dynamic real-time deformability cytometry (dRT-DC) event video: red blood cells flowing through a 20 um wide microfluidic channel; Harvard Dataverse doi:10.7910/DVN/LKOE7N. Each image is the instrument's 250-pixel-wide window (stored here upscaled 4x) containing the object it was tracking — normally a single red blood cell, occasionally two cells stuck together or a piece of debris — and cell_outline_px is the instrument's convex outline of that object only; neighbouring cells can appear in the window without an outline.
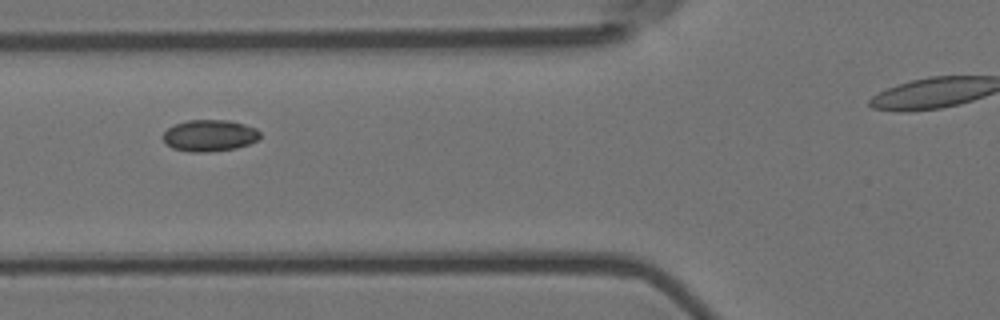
{"species": "Egyptian fruit bat (a non-hibernating species)", "species_latin": "Rousettus aegyptiacus", "temperature_condition": "room temperature", "stored_images_in_passage": 7, "camera_frame_rate_fps": 3000, "um_per_image_px": 0.085, "animal": {"sex": "female"}, "frame": {"image": 1, "passage_image": 2, "time_ms": 0.333, "image_size_px": [1000, 320], "cell_outline_px": [[260, 136], [256, 140], [248, 144], [236, 148], [208, 152], [188, 152], [172, 148], [160, 136], [168, 128], [176, 124], [188, 120], [228, 120], [244, 124], [256, 128], [260, 132]], "centroid_in_image_um": [17.79, 11.52], "position_along_channel_um": 108.0, "area_um2": 17.86}}
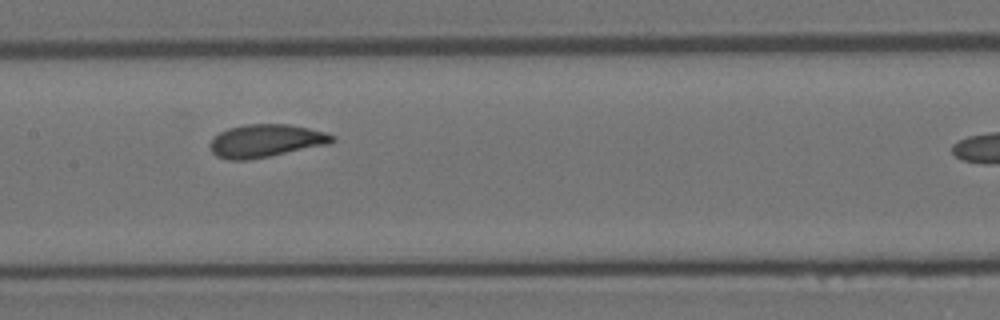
{"frame": {"image": 2, "passage_image": 5, "time_ms": 1.333, "image_size_px": [1000, 320], "cell_outline_px": [[336, 140], [328, 144], [248, 160], [228, 160], [216, 156], [212, 152], [208, 144], [220, 132], [228, 128], [244, 124], [288, 124], [308, 128], [324, 132], [336, 136]], "centroid_in_image_um": [22.57, 11.96], "position_along_channel_um": 184.8, "area_um2": 23.29}}
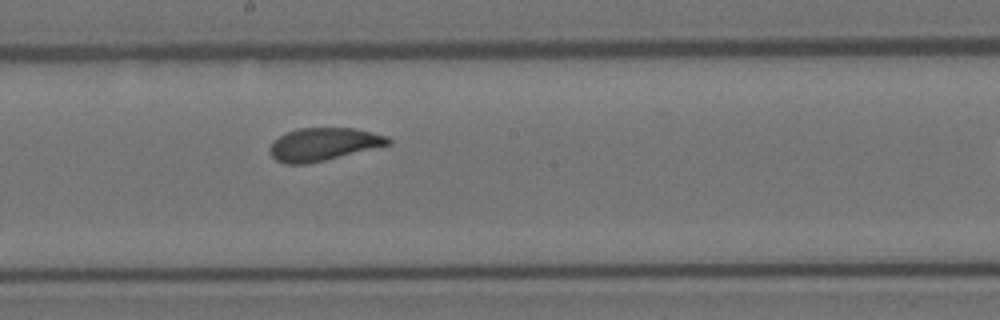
{"frame": {"image": 3, "passage_image": 6, "time_ms": 1.667, "image_size_px": [1000, 320], "cell_outline_px": [[392, 144], [308, 164], [284, 164], [276, 160], [268, 152], [268, 148], [272, 140], [288, 132], [300, 128], [352, 128], [372, 132], [388, 136], [392, 140]], "centroid_in_image_um": [27.47, 12.27], "position_along_channel_um": 220.7, "area_um2": 22.77}}